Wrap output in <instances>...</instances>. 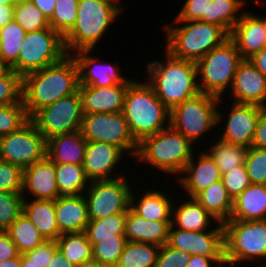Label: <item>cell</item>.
Returning <instances> with one entry per match:
<instances>
[{
	"label": "cell",
	"instance_id": "1",
	"mask_svg": "<svg viewBox=\"0 0 266 267\" xmlns=\"http://www.w3.org/2000/svg\"><path fill=\"white\" fill-rule=\"evenodd\" d=\"M79 89V69L72 55L23 77L22 100L31 119L40 109Z\"/></svg>",
	"mask_w": 266,
	"mask_h": 267
},
{
	"label": "cell",
	"instance_id": "2",
	"mask_svg": "<svg viewBox=\"0 0 266 267\" xmlns=\"http://www.w3.org/2000/svg\"><path fill=\"white\" fill-rule=\"evenodd\" d=\"M165 52V61L154 60L147 63L145 81L171 111L176 105L196 96L200 91L197 64L176 58L166 50Z\"/></svg>",
	"mask_w": 266,
	"mask_h": 267
},
{
	"label": "cell",
	"instance_id": "3",
	"mask_svg": "<svg viewBox=\"0 0 266 267\" xmlns=\"http://www.w3.org/2000/svg\"><path fill=\"white\" fill-rule=\"evenodd\" d=\"M121 0H79L74 27L63 37L67 55L94 50L109 27L125 12ZM73 51V52H72Z\"/></svg>",
	"mask_w": 266,
	"mask_h": 267
},
{
	"label": "cell",
	"instance_id": "4",
	"mask_svg": "<svg viewBox=\"0 0 266 267\" xmlns=\"http://www.w3.org/2000/svg\"><path fill=\"white\" fill-rule=\"evenodd\" d=\"M122 113L138 143L170 126L171 111L152 87L139 79L128 86Z\"/></svg>",
	"mask_w": 266,
	"mask_h": 267
},
{
	"label": "cell",
	"instance_id": "5",
	"mask_svg": "<svg viewBox=\"0 0 266 267\" xmlns=\"http://www.w3.org/2000/svg\"><path fill=\"white\" fill-rule=\"evenodd\" d=\"M164 31L165 50L176 58L195 63L230 37L222 27L200 20L173 21L163 26Z\"/></svg>",
	"mask_w": 266,
	"mask_h": 267
},
{
	"label": "cell",
	"instance_id": "6",
	"mask_svg": "<svg viewBox=\"0 0 266 267\" xmlns=\"http://www.w3.org/2000/svg\"><path fill=\"white\" fill-rule=\"evenodd\" d=\"M196 150L194 144L171 125L154 135L145 137L138 147V162L167 174L182 175Z\"/></svg>",
	"mask_w": 266,
	"mask_h": 267
},
{
	"label": "cell",
	"instance_id": "7",
	"mask_svg": "<svg viewBox=\"0 0 266 267\" xmlns=\"http://www.w3.org/2000/svg\"><path fill=\"white\" fill-rule=\"evenodd\" d=\"M223 227L226 267H236V264L243 265L254 260L257 264L266 257V219H229Z\"/></svg>",
	"mask_w": 266,
	"mask_h": 267
},
{
	"label": "cell",
	"instance_id": "8",
	"mask_svg": "<svg viewBox=\"0 0 266 267\" xmlns=\"http://www.w3.org/2000/svg\"><path fill=\"white\" fill-rule=\"evenodd\" d=\"M244 59L236 44L229 38L213 48L197 64L198 88L205 94L224 97L230 89L239 64Z\"/></svg>",
	"mask_w": 266,
	"mask_h": 267
},
{
	"label": "cell",
	"instance_id": "9",
	"mask_svg": "<svg viewBox=\"0 0 266 267\" xmlns=\"http://www.w3.org/2000/svg\"><path fill=\"white\" fill-rule=\"evenodd\" d=\"M222 99L200 92L171 110L170 125L196 145L206 132L218 127L217 113Z\"/></svg>",
	"mask_w": 266,
	"mask_h": 267
},
{
	"label": "cell",
	"instance_id": "10",
	"mask_svg": "<svg viewBox=\"0 0 266 267\" xmlns=\"http://www.w3.org/2000/svg\"><path fill=\"white\" fill-rule=\"evenodd\" d=\"M67 56L64 38L51 27L25 34L18 60L10 67L22 78Z\"/></svg>",
	"mask_w": 266,
	"mask_h": 267
},
{
	"label": "cell",
	"instance_id": "11",
	"mask_svg": "<svg viewBox=\"0 0 266 267\" xmlns=\"http://www.w3.org/2000/svg\"><path fill=\"white\" fill-rule=\"evenodd\" d=\"M80 131L87 142L109 143L119 147L126 155L134 158L137 155L139 143L122 112L84 114Z\"/></svg>",
	"mask_w": 266,
	"mask_h": 267
},
{
	"label": "cell",
	"instance_id": "12",
	"mask_svg": "<svg viewBox=\"0 0 266 267\" xmlns=\"http://www.w3.org/2000/svg\"><path fill=\"white\" fill-rule=\"evenodd\" d=\"M125 176L90 182L84 192L89 219L99 220L116 213H127L132 186Z\"/></svg>",
	"mask_w": 266,
	"mask_h": 267
},
{
	"label": "cell",
	"instance_id": "13",
	"mask_svg": "<svg viewBox=\"0 0 266 267\" xmlns=\"http://www.w3.org/2000/svg\"><path fill=\"white\" fill-rule=\"evenodd\" d=\"M79 91L40 109L31 120L46 140L79 131L83 119Z\"/></svg>",
	"mask_w": 266,
	"mask_h": 267
},
{
	"label": "cell",
	"instance_id": "14",
	"mask_svg": "<svg viewBox=\"0 0 266 267\" xmlns=\"http://www.w3.org/2000/svg\"><path fill=\"white\" fill-rule=\"evenodd\" d=\"M46 157V139L30 119L19 130L0 137V160L22 169Z\"/></svg>",
	"mask_w": 266,
	"mask_h": 267
},
{
	"label": "cell",
	"instance_id": "15",
	"mask_svg": "<svg viewBox=\"0 0 266 267\" xmlns=\"http://www.w3.org/2000/svg\"><path fill=\"white\" fill-rule=\"evenodd\" d=\"M217 224L212 230L206 231L182 230L170 226L168 244L190 255L225 258L224 227L223 223Z\"/></svg>",
	"mask_w": 266,
	"mask_h": 267
},
{
	"label": "cell",
	"instance_id": "16",
	"mask_svg": "<svg viewBox=\"0 0 266 267\" xmlns=\"http://www.w3.org/2000/svg\"><path fill=\"white\" fill-rule=\"evenodd\" d=\"M230 108L228 110L229 115L224 117L223 114L225 113L222 110L220 112L221 108L218 107L217 125H220L226 118L225 126H222L224 128L222 130L223 134H220L219 139L228 143L246 146L247 148L251 147L263 107L255 104L232 102Z\"/></svg>",
	"mask_w": 266,
	"mask_h": 267
},
{
	"label": "cell",
	"instance_id": "17",
	"mask_svg": "<svg viewBox=\"0 0 266 267\" xmlns=\"http://www.w3.org/2000/svg\"><path fill=\"white\" fill-rule=\"evenodd\" d=\"M93 51L95 50H79L71 54L78 65L79 85L106 87L130 85L134 81L133 78L130 79L124 74L122 75V72L120 74L121 68H119L118 63L112 64L102 61L100 57L91 55Z\"/></svg>",
	"mask_w": 266,
	"mask_h": 267
},
{
	"label": "cell",
	"instance_id": "18",
	"mask_svg": "<svg viewBox=\"0 0 266 267\" xmlns=\"http://www.w3.org/2000/svg\"><path fill=\"white\" fill-rule=\"evenodd\" d=\"M125 153L117 146L105 142H87L83 168L90 182L122 177L114 175ZM116 167V168H115Z\"/></svg>",
	"mask_w": 266,
	"mask_h": 267
},
{
	"label": "cell",
	"instance_id": "19",
	"mask_svg": "<svg viewBox=\"0 0 266 267\" xmlns=\"http://www.w3.org/2000/svg\"><path fill=\"white\" fill-rule=\"evenodd\" d=\"M228 91L234 103L266 107V77L248 59L239 64Z\"/></svg>",
	"mask_w": 266,
	"mask_h": 267
},
{
	"label": "cell",
	"instance_id": "20",
	"mask_svg": "<svg viewBox=\"0 0 266 267\" xmlns=\"http://www.w3.org/2000/svg\"><path fill=\"white\" fill-rule=\"evenodd\" d=\"M191 158L182 175L177 177L176 182L184 190L187 197L194 198L198 193L222 179V174L217 164L210 155L202 150ZM194 157H196L195 160ZM185 174V175H184Z\"/></svg>",
	"mask_w": 266,
	"mask_h": 267
},
{
	"label": "cell",
	"instance_id": "21",
	"mask_svg": "<svg viewBox=\"0 0 266 267\" xmlns=\"http://www.w3.org/2000/svg\"><path fill=\"white\" fill-rule=\"evenodd\" d=\"M266 17L243 11L230 33L243 59L251 58L266 46Z\"/></svg>",
	"mask_w": 266,
	"mask_h": 267
},
{
	"label": "cell",
	"instance_id": "22",
	"mask_svg": "<svg viewBox=\"0 0 266 267\" xmlns=\"http://www.w3.org/2000/svg\"><path fill=\"white\" fill-rule=\"evenodd\" d=\"M56 164L45 157L23 169L22 197L30 199L55 200L58 198Z\"/></svg>",
	"mask_w": 266,
	"mask_h": 267
},
{
	"label": "cell",
	"instance_id": "23",
	"mask_svg": "<svg viewBox=\"0 0 266 267\" xmlns=\"http://www.w3.org/2000/svg\"><path fill=\"white\" fill-rule=\"evenodd\" d=\"M129 85L93 87L79 85L83 114L119 113L123 111Z\"/></svg>",
	"mask_w": 266,
	"mask_h": 267
},
{
	"label": "cell",
	"instance_id": "24",
	"mask_svg": "<svg viewBox=\"0 0 266 267\" xmlns=\"http://www.w3.org/2000/svg\"><path fill=\"white\" fill-rule=\"evenodd\" d=\"M148 189L145 187V193L136 198L137 195L132 190L130 196V209L139 217L149 221H171L173 198L169 197L164 191ZM138 200V201H137Z\"/></svg>",
	"mask_w": 266,
	"mask_h": 267
},
{
	"label": "cell",
	"instance_id": "25",
	"mask_svg": "<svg viewBox=\"0 0 266 267\" xmlns=\"http://www.w3.org/2000/svg\"><path fill=\"white\" fill-rule=\"evenodd\" d=\"M86 147L87 141L80 130L57 135L46 140V157L54 164L82 165Z\"/></svg>",
	"mask_w": 266,
	"mask_h": 267
},
{
	"label": "cell",
	"instance_id": "26",
	"mask_svg": "<svg viewBox=\"0 0 266 267\" xmlns=\"http://www.w3.org/2000/svg\"><path fill=\"white\" fill-rule=\"evenodd\" d=\"M55 216L60 234L84 232L89 223L84 194L75 197L56 198Z\"/></svg>",
	"mask_w": 266,
	"mask_h": 267
},
{
	"label": "cell",
	"instance_id": "27",
	"mask_svg": "<svg viewBox=\"0 0 266 267\" xmlns=\"http://www.w3.org/2000/svg\"><path fill=\"white\" fill-rule=\"evenodd\" d=\"M170 226L171 221H149L129 209L126 213L125 237L127 241L163 246L168 243Z\"/></svg>",
	"mask_w": 266,
	"mask_h": 267
},
{
	"label": "cell",
	"instance_id": "28",
	"mask_svg": "<svg viewBox=\"0 0 266 267\" xmlns=\"http://www.w3.org/2000/svg\"><path fill=\"white\" fill-rule=\"evenodd\" d=\"M175 202L174 200L172 206V227L190 231H206L212 229L218 223L194 198L186 197L181 205H175ZM213 223L215 224L212 226Z\"/></svg>",
	"mask_w": 266,
	"mask_h": 267
},
{
	"label": "cell",
	"instance_id": "29",
	"mask_svg": "<svg viewBox=\"0 0 266 267\" xmlns=\"http://www.w3.org/2000/svg\"><path fill=\"white\" fill-rule=\"evenodd\" d=\"M230 219L265 220L266 185L250 184L234 200Z\"/></svg>",
	"mask_w": 266,
	"mask_h": 267
},
{
	"label": "cell",
	"instance_id": "30",
	"mask_svg": "<svg viewBox=\"0 0 266 267\" xmlns=\"http://www.w3.org/2000/svg\"><path fill=\"white\" fill-rule=\"evenodd\" d=\"M23 213L36 226L45 240L56 241L61 235L55 216V200H23Z\"/></svg>",
	"mask_w": 266,
	"mask_h": 267
},
{
	"label": "cell",
	"instance_id": "31",
	"mask_svg": "<svg viewBox=\"0 0 266 267\" xmlns=\"http://www.w3.org/2000/svg\"><path fill=\"white\" fill-rule=\"evenodd\" d=\"M194 199L205 208L219 223L230 219L233 200L229 196L223 181L220 180L198 193Z\"/></svg>",
	"mask_w": 266,
	"mask_h": 267
},
{
	"label": "cell",
	"instance_id": "32",
	"mask_svg": "<svg viewBox=\"0 0 266 267\" xmlns=\"http://www.w3.org/2000/svg\"><path fill=\"white\" fill-rule=\"evenodd\" d=\"M55 176L58 186V198L75 197L84 194L90 184L82 165L56 164Z\"/></svg>",
	"mask_w": 266,
	"mask_h": 267
},
{
	"label": "cell",
	"instance_id": "33",
	"mask_svg": "<svg viewBox=\"0 0 266 267\" xmlns=\"http://www.w3.org/2000/svg\"><path fill=\"white\" fill-rule=\"evenodd\" d=\"M246 4L245 0H212L208 8V17H201L199 20L216 24L230 35L236 22L245 11L242 9ZM239 11L242 12L238 13Z\"/></svg>",
	"mask_w": 266,
	"mask_h": 267
},
{
	"label": "cell",
	"instance_id": "34",
	"mask_svg": "<svg viewBox=\"0 0 266 267\" xmlns=\"http://www.w3.org/2000/svg\"><path fill=\"white\" fill-rule=\"evenodd\" d=\"M56 242L63 256L76 267L93 260L92 244L84 232L61 234Z\"/></svg>",
	"mask_w": 266,
	"mask_h": 267
},
{
	"label": "cell",
	"instance_id": "35",
	"mask_svg": "<svg viewBox=\"0 0 266 267\" xmlns=\"http://www.w3.org/2000/svg\"><path fill=\"white\" fill-rule=\"evenodd\" d=\"M207 149L205 147V151L217 164L222 175L234 167L244 165L248 150L246 146L225 142L219 139L218 135L217 139Z\"/></svg>",
	"mask_w": 266,
	"mask_h": 267
},
{
	"label": "cell",
	"instance_id": "36",
	"mask_svg": "<svg viewBox=\"0 0 266 267\" xmlns=\"http://www.w3.org/2000/svg\"><path fill=\"white\" fill-rule=\"evenodd\" d=\"M6 231L17 246L20 254L33 250L46 241L23 212Z\"/></svg>",
	"mask_w": 266,
	"mask_h": 267
},
{
	"label": "cell",
	"instance_id": "37",
	"mask_svg": "<svg viewBox=\"0 0 266 267\" xmlns=\"http://www.w3.org/2000/svg\"><path fill=\"white\" fill-rule=\"evenodd\" d=\"M160 246L127 241L115 267H155Z\"/></svg>",
	"mask_w": 266,
	"mask_h": 267
},
{
	"label": "cell",
	"instance_id": "38",
	"mask_svg": "<svg viewBox=\"0 0 266 267\" xmlns=\"http://www.w3.org/2000/svg\"><path fill=\"white\" fill-rule=\"evenodd\" d=\"M92 244L93 260L107 267H115L127 242L125 234L115 237L87 238Z\"/></svg>",
	"mask_w": 266,
	"mask_h": 267
},
{
	"label": "cell",
	"instance_id": "39",
	"mask_svg": "<svg viewBox=\"0 0 266 267\" xmlns=\"http://www.w3.org/2000/svg\"><path fill=\"white\" fill-rule=\"evenodd\" d=\"M26 32L14 20L0 28V55L10 68L19 57Z\"/></svg>",
	"mask_w": 266,
	"mask_h": 267
},
{
	"label": "cell",
	"instance_id": "40",
	"mask_svg": "<svg viewBox=\"0 0 266 267\" xmlns=\"http://www.w3.org/2000/svg\"><path fill=\"white\" fill-rule=\"evenodd\" d=\"M13 20L16 21L26 33L50 27L48 18L31 0L17 1L13 9Z\"/></svg>",
	"mask_w": 266,
	"mask_h": 267
},
{
	"label": "cell",
	"instance_id": "41",
	"mask_svg": "<svg viewBox=\"0 0 266 267\" xmlns=\"http://www.w3.org/2000/svg\"><path fill=\"white\" fill-rule=\"evenodd\" d=\"M126 213H116L99 220L89 219L84 233L87 238L115 237L125 234Z\"/></svg>",
	"mask_w": 266,
	"mask_h": 267
},
{
	"label": "cell",
	"instance_id": "42",
	"mask_svg": "<svg viewBox=\"0 0 266 267\" xmlns=\"http://www.w3.org/2000/svg\"><path fill=\"white\" fill-rule=\"evenodd\" d=\"M79 0H55L50 27L64 37L75 25Z\"/></svg>",
	"mask_w": 266,
	"mask_h": 267
},
{
	"label": "cell",
	"instance_id": "43",
	"mask_svg": "<svg viewBox=\"0 0 266 267\" xmlns=\"http://www.w3.org/2000/svg\"><path fill=\"white\" fill-rule=\"evenodd\" d=\"M29 120L23 100L18 104L0 106V137L19 130Z\"/></svg>",
	"mask_w": 266,
	"mask_h": 267
},
{
	"label": "cell",
	"instance_id": "44",
	"mask_svg": "<svg viewBox=\"0 0 266 267\" xmlns=\"http://www.w3.org/2000/svg\"><path fill=\"white\" fill-rule=\"evenodd\" d=\"M21 193L0 192V230L6 231L23 212Z\"/></svg>",
	"mask_w": 266,
	"mask_h": 267
},
{
	"label": "cell",
	"instance_id": "45",
	"mask_svg": "<svg viewBox=\"0 0 266 267\" xmlns=\"http://www.w3.org/2000/svg\"><path fill=\"white\" fill-rule=\"evenodd\" d=\"M23 78L12 69L0 76V106L22 101Z\"/></svg>",
	"mask_w": 266,
	"mask_h": 267
},
{
	"label": "cell",
	"instance_id": "46",
	"mask_svg": "<svg viewBox=\"0 0 266 267\" xmlns=\"http://www.w3.org/2000/svg\"><path fill=\"white\" fill-rule=\"evenodd\" d=\"M244 165L251 184L266 185V149L248 147Z\"/></svg>",
	"mask_w": 266,
	"mask_h": 267
},
{
	"label": "cell",
	"instance_id": "47",
	"mask_svg": "<svg viewBox=\"0 0 266 267\" xmlns=\"http://www.w3.org/2000/svg\"><path fill=\"white\" fill-rule=\"evenodd\" d=\"M23 169L0 160V192L22 193Z\"/></svg>",
	"mask_w": 266,
	"mask_h": 267
},
{
	"label": "cell",
	"instance_id": "48",
	"mask_svg": "<svg viewBox=\"0 0 266 267\" xmlns=\"http://www.w3.org/2000/svg\"><path fill=\"white\" fill-rule=\"evenodd\" d=\"M221 180L232 200L251 184L245 165L234 167Z\"/></svg>",
	"mask_w": 266,
	"mask_h": 267
},
{
	"label": "cell",
	"instance_id": "49",
	"mask_svg": "<svg viewBox=\"0 0 266 267\" xmlns=\"http://www.w3.org/2000/svg\"><path fill=\"white\" fill-rule=\"evenodd\" d=\"M191 255L168 243L160 246L155 267H187Z\"/></svg>",
	"mask_w": 266,
	"mask_h": 267
},
{
	"label": "cell",
	"instance_id": "50",
	"mask_svg": "<svg viewBox=\"0 0 266 267\" xmlns=\"http://www.w3.org/2000/svg\"><path fill=\"white\" fill-rule=\"evenodd\" d=\"M212 0H185L173 21H195L208 17V8Z\"/></svg>",
	"mask_w": 266,
	"mask_h": 267
},
{
	"label": "cell",
	"instance_id": "51",
	"mask_svg": "<svg viewBox=\"0 0 266 267\" xmlns=\"http://www.w3.org/2000/svg\"><path fill=\"white\" fill-rule=\"evenodd\" d=\"M57 250L58 245L56 241L46 240L44 243H42L35 249L24 253V255L30 261H32V263H35L36 265H39L41 267H47L48 263L50 262L54 253Z\"/></svg>",
	"mask_w": 266,
	"mask_h": 267
},
{
	"label": "cell",
	"instance_id": "52",
	"mask_svg": "<svg viewBox=\"0 0 266 267\" xmlns=\"http://www.w3.org/2000/svg\"><path fill=\"white\" fill-rule=\"evenodd\" d=\"M20 252L7 231L0 230V262L18 257Z\"/></svg>",
	"mask_w": 266,
	"mask_h": 267
},
{
	"label": "cell",
	"instance_id": "53",
	"mask_svg": "<svg viewBox=\"0 0 266 267\" xmlns=\"http://www.w3.org/2000/svg\"><path fill=\"white\" fill-rule=\"evenodd\" d=\"M252 147L266 149V107L261 110L260 118L255 130Z\"/></svg>",
	"mask_w": 266,
	"mask_h": 267
},
{
	"label": "cell",
	"instance_id": "54",
	"mask_svg": "<svg viewBox=\"0 0 266 267\" xmlns=\"http://www.w3.org/2000/svg\"><path fill=\"white\" fill-rule=\"evenodd\" d=\"M226 267L225 258H211L191 255L187 267Z\"/></svg>",
	"mask_w": 266,
	"mask_h": 267
},
{
	"label": "cell",
	"instance_id": "55",
	"mask_svg": "<svg viewBox=\"0 0 266 267\" xmlns=\"http://www.w3.org/2000/svg\"><path fill=\"white\" fill-rule=\"evenodd\" d=\"M266 77V46L248 59Z\"/></svg>",
	"mask_w": 266,
	"mask_h": 267
},
{
	"label": "cell",
	"instance_id": "56",
	"mask_svg": "<svg viewBox=\"0 0 266 267\" xmlns=\"http://www.w3.org/2000/svg\"><path fill=\"white\" fill-rule=\"evenodd\" d=\"M31 1L48 18V20L52 17L55 8V0H31Z\"/></svg>",
	"mask_w": 266,
	"mask_h": 267
},
{
	"label": "cell",
	"instance_id": "57",
	"mask_svg": "<svg viewBox=\"0 0 266 267\" xmlns=\"http://www.w3.org/2000/svg\"><path fill=\"white\" fill-rule=\"evenodd\" d=\"M47 267H76L72 263H70L58 249L50 262L48 263Z\"/></svg>",
	"mask_w": 266,
	"mask_h": 267
},
{
	"label": "cell",
	"instance_id": "58",
	"mask_svg": "<svg viewBox=\"0 0 266 267\" xmlns=\"http://www.w3.org/2000/svg\"><path fill=\"white\" fill-rule=\"evenodd\" d=\"M14 5L0 4V28L13 20Z\"/></svg>",
	"mask_w": 266,
	"mask_h": 267
},
{
	"label": "cell",
	"instance_id": "59",
	"mask_svg": "<svg viewBox=\"0 0 266 267\" xmlns=\"http://www.w3.org/2000/svg\"><path fill=\"white\" fill-rule=\"evenodd\" d=\"M0 267H21V254L18 257L1 261Z\"/></svg>",
	"mask_w": 266,
	"mask_h": 267
},
{
	"label": "cell",
	"instance_id": "60",
	"mask_svg": "<svg viewBox=\"0 0 266 267\" xmlns=\"http://www.w3.org/2000/svg\"><path fill=\"white\" fill-rule=\"evenodd\" d=\"M21 267H41L32 263L24 254H21Z\"/></svg>",
	"mask_w": 266,
	"mask_h": 267
},
{
	"label": "cell",
	"instance_id": "61",
	"mask_svg": "<svg viewBox=\"0 0 266 267\" xmlns=\"http://www.w3.org/2000/svg\"><path fill=\"white\" fill-rule=\"evenodd\" d=\"M79 267H107V266L101 265L99 262L95 260H91V261L83 263Z\"/></svg>",
	"mask_w": 266,
	"mask_h": 267
},
{
	"label": "cell",
	"instance_id": "62",
	"mask_svg": "<svg viewBox=\"0 0 266 267\" xmlns=\"http://www.w3.org/2000/svg\"><path fill=\"white\" fill-rule=\"evenodd\" d=\"M10 68L8 65L3 61L2 56L0 55V76L5 74L7 71H9Z\"/></svg>",
	"mask_w": 266,
	"mask_h": 267
},
{
	"label": "cell",
	"instance_id": "63",
	"mask_svg": "<svg viewBox=\"0 0 266 267\" xmlns=\"http://www.w3.org/2000/svg\"><path fill=\"white\" fill-rule=\"evenodd\" d=\"M18 0H0V4L15 5Z\"/></svg>",
	"mask_w": 266,
	"mask_h": 267
},
{
	"label": "cell",
	"instance_id": "64",
	"mask_svg": "<svg viewBox=\"0 0 266 267\" xmlns=\"http://www.w3.org/2000/svg\"><path fill=\"white\" fill-rule=\"evenodd\" d=\"M266 257L263 259V261L262 262H259V263H261V264H259V266L258 267H266ZM265 263V264H264Z\"/></svg>",
	"mask_w": 266,
	"mask_h": 267
}]
</instances>
